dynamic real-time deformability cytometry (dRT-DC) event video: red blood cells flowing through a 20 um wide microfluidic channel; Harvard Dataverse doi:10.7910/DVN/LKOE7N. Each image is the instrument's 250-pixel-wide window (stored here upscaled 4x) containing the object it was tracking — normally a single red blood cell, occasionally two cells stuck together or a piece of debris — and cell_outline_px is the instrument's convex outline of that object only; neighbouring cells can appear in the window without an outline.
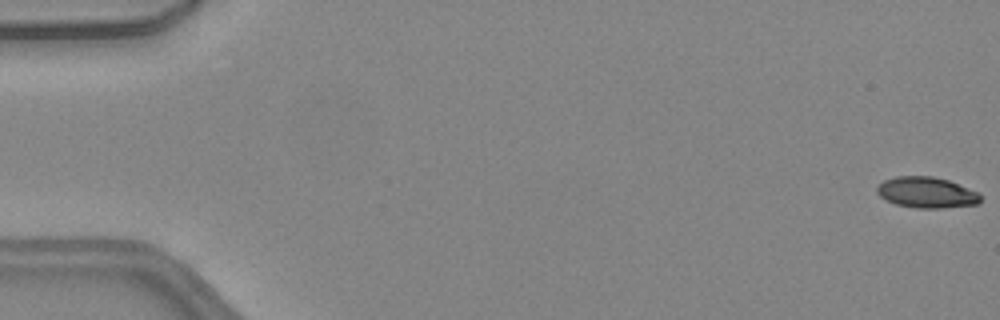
{"species": "common noctule bat (a hibernating species)", "species_latin": "Nyctalus noctula", "temperature_condition": "warm", "stored_images_in_passage": 51, "camera_frame_rate_fps": 3000, "um_per_image_px": 0.085, "animal": {"sex": "female", "body_mass_g": 24.6, "forearm_length_mm": 56.2}, "frame": {"image": 1, "passage_image": 1, "time_ms": 0.0, "image_size_px": [1000, 320], "cell_outline_px": [[980, 200], [976, 204], [940, 208], [916, 208], [896, 204], [880, 196], [876, 192], [876, 184], [884, 180], [896, 176], [932, 176], [948, 180], [976, 192], [980, 196]], "centroid_in_image_um": [78.69, 16.35], "position_along_channel_um": 6.3, "area_um2": 18.44}}
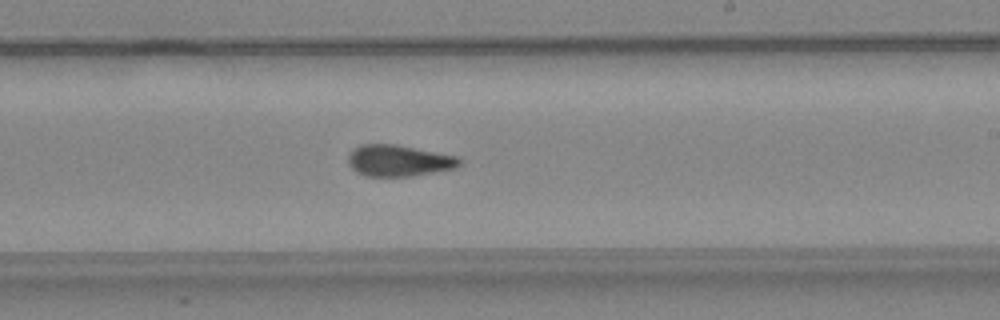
{"frame": {"image": 2, "passage_image": 31, "time_ms": 10.0, "image_size_px": [1000, 320], "cell_outline_px": [[464, 160], [456, 168], [412, 176], [364, 176], [356, 172], [348, 164], [348, 156], [352, 148], [360, 144], [396, 144], [460, 156]], "centroid_in_image_um": [33.91, 13.64], "position_along_channel_um": 255.1, "area_um2": 20.75}}
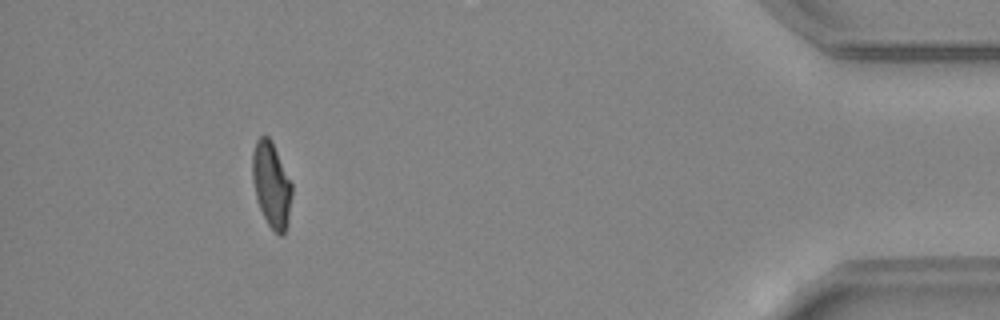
{"frame": {"image": 3, "passage_image": 47, "time_ms": 15.333, "image_size_px": [1000, 320], "cell_outline_px": [[292, 196], [288, 224], [284, 232], [280, 236], [268, 224], [256, 200], [252, 180], [252, 152], [256, 140], [260, 136], [268, 136], [272, 140], [292, 184]], "centroid_in_image_um": [23.07, 15.68], "position_along_channel_um": 412.1, "area_um2": 19.77}, "authors_computed_cell_mechanics": {"area_um2": 20.3456, "velocity_mm_per_s": 4.1168, "shape_relaxation_time_tau1_ms": null, "shape_relaxation_time_tau2_ms": 3.2396, "deformation_change_tau1": null, "deformation_change_tau2": 0.0915}}